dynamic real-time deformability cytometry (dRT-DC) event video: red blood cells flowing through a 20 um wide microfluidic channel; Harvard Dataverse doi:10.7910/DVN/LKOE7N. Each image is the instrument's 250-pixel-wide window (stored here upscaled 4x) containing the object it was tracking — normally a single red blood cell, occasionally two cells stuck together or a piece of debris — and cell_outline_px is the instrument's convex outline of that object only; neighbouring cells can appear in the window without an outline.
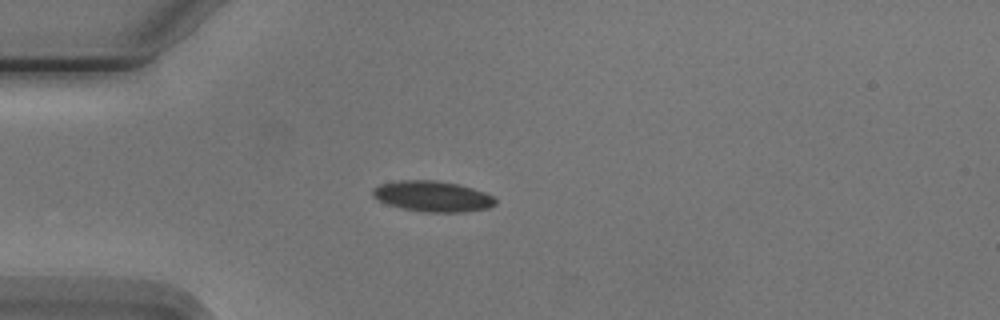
{"species": "Egyptian fruit bat (a non-hibernating species)", "species_latin": "Rousettus aegyptiacus", "temperature_condition": "cold", "stored_images_in_passage": 4, "camera_frame_rate_fps": 3000, "um_per_image_px": 0.085, "animal": {"sex": "male"}, "frame": {"image": 1, "passage_image": 4, "time_ms": 3.667, "image_size_px": [1000, 320], "cell_outline_px": [[496, 204], [488, 208], [464, 212], [420, 212], [400, 208], [388, 204], [372, 196], [372, 188], [380, 184], [400, 180], [432, 180], [456, 184], [472, 188], [484, 192], [492, 196], [496, 200]], "centroid_in_image_um": [36.75, 16.69], "position_along_channel_um": 48.3, "area_um2": 21.91}}